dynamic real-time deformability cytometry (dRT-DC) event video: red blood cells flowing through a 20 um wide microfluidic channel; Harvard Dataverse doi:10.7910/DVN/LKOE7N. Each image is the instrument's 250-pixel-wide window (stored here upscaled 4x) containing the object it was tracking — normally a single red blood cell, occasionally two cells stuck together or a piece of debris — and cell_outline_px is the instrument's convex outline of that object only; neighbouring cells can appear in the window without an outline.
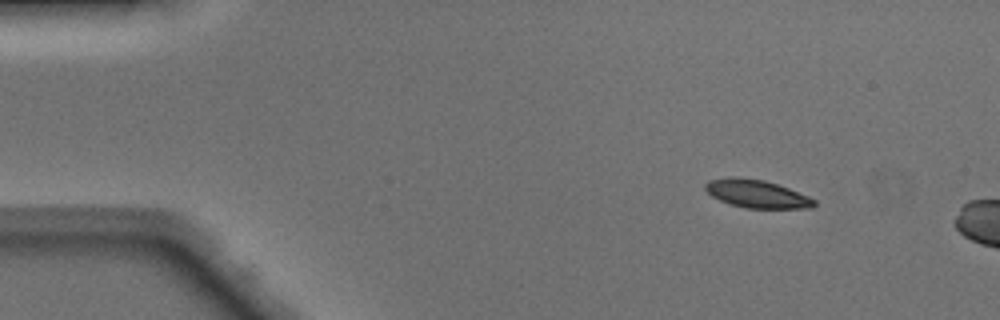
{"species": "Egyptian fruit bat (a non-hibernating species)", "species_latin": "Rousettus aegyptiacus", "temperature_condition": "warm", "stored_images_in_passage": 5, "camera_frame_rate_fps": 3000, "um_per_image_px": 0.085, "animal": {"sex": "male"}, "frame": {"image": 1, "passage_image": 1, "time_ms": 0.0, "image_size_px": [1000, 320], "cell_outline_px": [[816, 204], [812, 208], [744, 208], [720, 200], [712, 196], [704, 188], [704, 184], [708, 180], [732, 176], [764, 180], [788, 188], [808, 196], [816, 200]], "centroid_in_image_um": [64.31, 16.47], "position_along_channel_um": 20.7, "area_um2": 17.69}}